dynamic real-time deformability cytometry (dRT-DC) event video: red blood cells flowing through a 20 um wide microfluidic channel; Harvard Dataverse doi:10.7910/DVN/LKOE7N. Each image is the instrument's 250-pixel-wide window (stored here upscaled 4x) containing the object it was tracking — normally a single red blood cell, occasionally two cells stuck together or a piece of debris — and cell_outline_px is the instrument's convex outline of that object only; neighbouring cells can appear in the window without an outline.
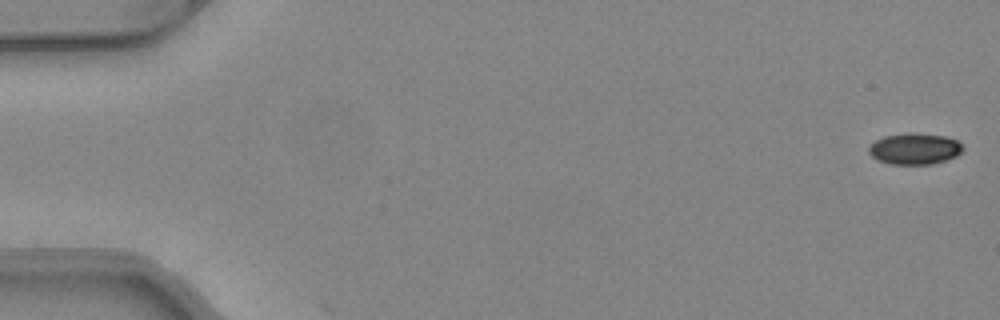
{"species": "common noctule bat (a hibernating species)", "species_latin": "Nyctalus noctula", "temperature_condition": "warm", "stored_images_in_passage": 2, "camera_frame_rate_fps": 3000, "um_per_image_px": 0.085, "animal": {"sex": "female", "body_mass_g": 24.6, "forearm_length_mm": 56.2}, "frame": {"image": 1, "passage_image": 1, "time_ms": 0.0, "image_size_px": [1000, 320], "cell_outline_px": [[964, 148], [956, 156], [932, 164], [888, 164], [872, 156], [868, 152], [868, 148], [876, 140], [884, 136], [908, 132], [916, 132], [944, 136], [956, 140]], "centroid_in_image_um": [77.73, 12.63], "position_along_channel_um": 7.3, "area_um2": 17.05}}